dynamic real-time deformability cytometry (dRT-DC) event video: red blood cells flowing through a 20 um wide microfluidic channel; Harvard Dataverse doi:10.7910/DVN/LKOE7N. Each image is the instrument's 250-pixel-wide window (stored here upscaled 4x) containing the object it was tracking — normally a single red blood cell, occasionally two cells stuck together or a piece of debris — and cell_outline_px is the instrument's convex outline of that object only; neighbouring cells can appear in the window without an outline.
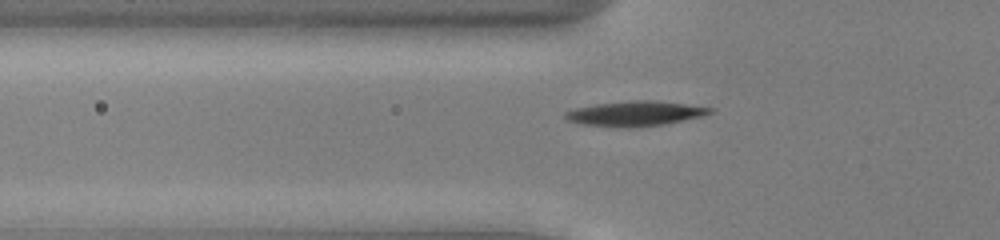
{"species": "common noctule bat (a hibernating species)", "species_latin": "Nyctalus noctula", "temperature_condition": "cold", "stored_images_in_passage": 39, "camera_frame_rate_fps": 3000, "um_per_image_px": 0.085, "animal": {"sex": "male", "body_mass_g": 13.0, "forearm_length_mm": 53.1}, "frame": {"image": 1, "passage_image": 4, "time_ms": 1.0, "image_size_px": [1000, 240], "cell_outline_px": [[716, 108], [712, 112], [704, 116], [664, 124], [636, 128], [628, 128], [584, 124], [568, 120], [564, 116], [564, 112], [576, 108], [596, 104], [632, 100], [656, 100]], "centroid_in_image_um": [54.05, 9.65], "position_along_channel_um": 71.8, "area_um2": 21.1}}
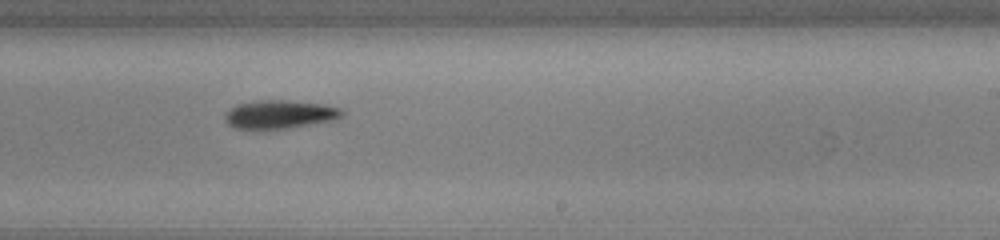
{"frame": {"image": 2, "passage_image": 19, "time_ms": 6.0, "image_size_px": [1000, 240], "cell_outline_px": [[344, 112], [336, 120], [288, 128], [236, 128], [228, 124], [224, 120], [224, 112], [236, 104], [260, 100], [284, 100], [324, 104], [340, 108]], "centroid_in_image_um": [23.76, 9.71], "position_along_channel_um": 265.2, "area_um2": 19.31}}
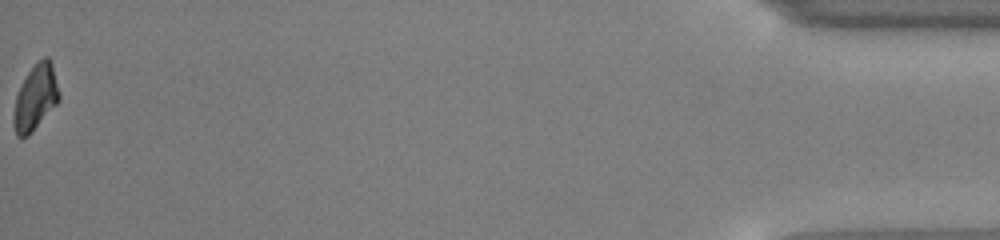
{"frame": {"image": 3, "passage_image": 39, "time_ms": 12.667, "image_size_px": [1000, 240], "cell_outline_px": [[60, 100], [28, 136], [16, 136], [12, 124], [12, 116], [16, 96], [28, 72], [44, 56], [48, 56], [52, 64], [60, 96]], "centroid_in_image_um": [3.0, 8.32], "position_along_channel_um": 432.2, "area_um2": 17.11}, "authors_computed_cell_mechanics": {"area_um2": 19.5942, "velocity_mm_per_s": 3.8892, "shape_relaxation_time_tau1_ms": 2.125, "shape_relaxation_time_tau2_ms": null, "deformation_change_tau1": 0.1187, "deformation_change_tau2": null}}